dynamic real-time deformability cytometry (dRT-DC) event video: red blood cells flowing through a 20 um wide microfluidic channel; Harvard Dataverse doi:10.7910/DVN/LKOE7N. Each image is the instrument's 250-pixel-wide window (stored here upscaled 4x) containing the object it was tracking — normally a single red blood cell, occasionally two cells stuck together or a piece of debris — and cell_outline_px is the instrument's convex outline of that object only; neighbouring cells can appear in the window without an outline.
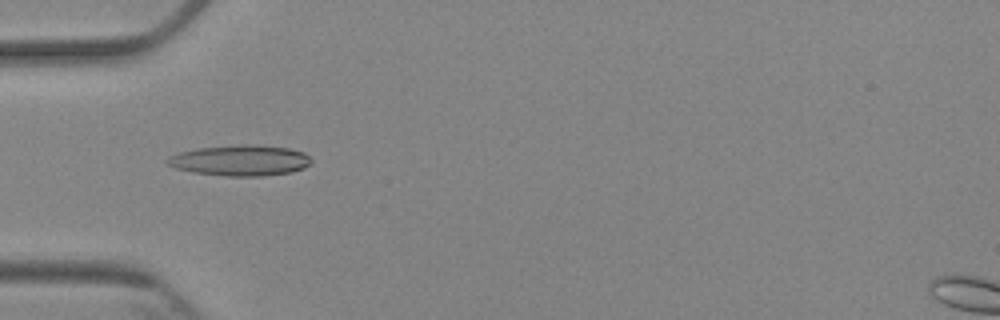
{"species": "Egyptian fruit bat (a non-hibernating species)", "species_latin": "Rousettus aegyptiacus", "temperature_condition": "cold", "stored_images_in_passage": 7, "camera_frame_rate_fps": 3000, "um_per_image_px": 0.085, "animal": {"sex": "female"}, "frame": {"image": 1, "passage_image": 4, "time_ms": 4.667, "image_size_px": [1000, 320], "cell_outline_px": [[312, 160], [304, 168], [292, 172], [260, 176], [228, 176], [192, 172], [176, 168], [168, 164], [164, 160], [168, 156], [176, 152], [196, 148], [244, 144], [252, 144], [288, 148], [304, 152]], "centroid_in_image_um": [20.38, 13.63], "position_along_channel_um": 64.6, "area_um2": 25.89}}
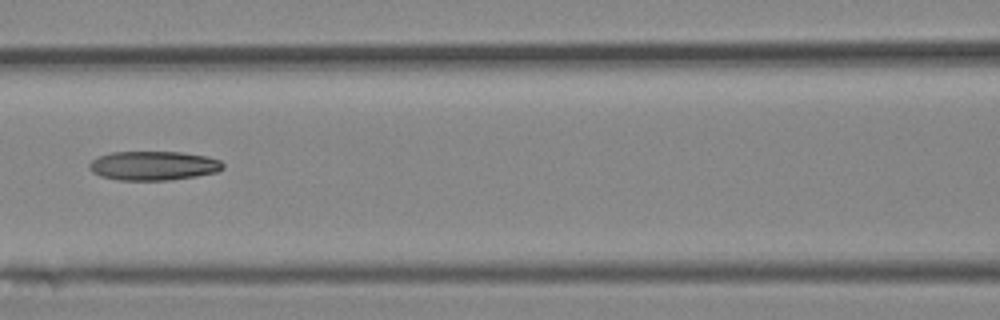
{"frame": {"image": 2, "passage_image": 6, "time_ms": 7.0, "image_size_px": [1000, 320], "cell_outline_px": [[224, 168], [216, 172], [196, 176], [168, 180], [116, 180], [100, 176], [92, 172], [88, 168], [88, 164], [96, 156], [112, 152], [180, 152], [208, 156], [220, 160], [224, 164]], "centroid_in_image_um": [13.01, 14.08], "position_along_channel_um": 153.6, "area_um2": 22.89}}
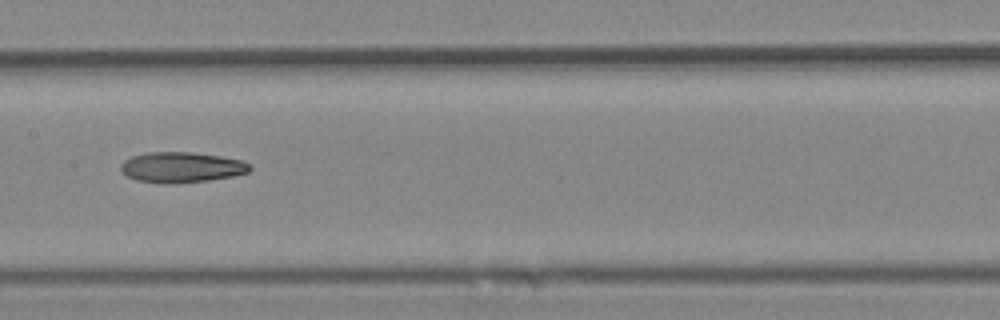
{"frame": {"image": 3, "passage_image": 7, "time_ms": 8.0, "image_size_px": [1000, 320], "cell_outline_px": [[252, 168], [248, 172], [232, 176], [208, 180], [172, 184], [160, 184], [136, 180], [128, 176], [120, 168], [120, 164], [124, 160], [132, 156], [148, 152], [188, 152], [220, 156], [240, 160], [248, 164]], "centroid_in_image_um": [15.39, 14.23], "position_along_channel_um": 192.0, "area_um2": 22.83}}